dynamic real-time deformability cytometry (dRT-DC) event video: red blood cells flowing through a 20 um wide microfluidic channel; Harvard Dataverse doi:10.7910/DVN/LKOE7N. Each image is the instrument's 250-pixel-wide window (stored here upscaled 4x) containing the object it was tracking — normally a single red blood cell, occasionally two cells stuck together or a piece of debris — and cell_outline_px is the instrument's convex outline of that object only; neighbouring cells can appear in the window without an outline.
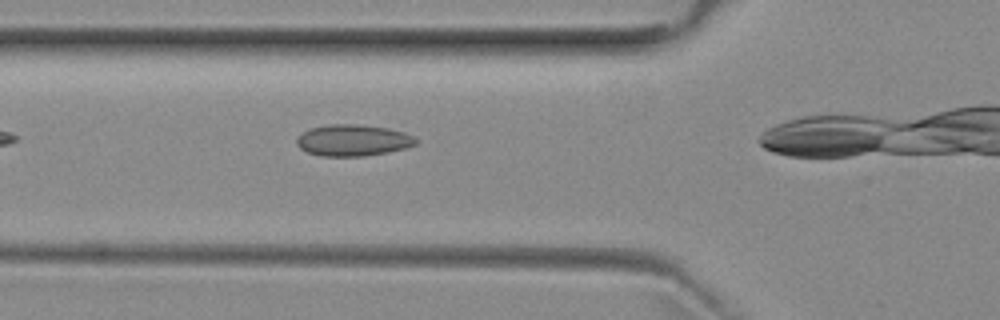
{"species": "common noctule bat (a hibernating species)", "species_latin": "Nyctalus noctula", "temperature_condition": "room temperature", "stored_images_in_passage": 7, "camera_frame_rate_fps": 3000, "um_per_image_px": 0.085, "animal": {"sex": "female", "body_mass_g": 29.2, "forearm_length_mm": 56.3}, "frame": {"image": 1, "passage_image": 3, "time_ms": 0.667, "image_size_px": [1000, 320], "cell_outline_px": [[420, 140], [416, 144], [404, 148], [388, 152], [364, 156], [320, 156], [308, 152], [300, 148], [296, 144], [296, 136], [312, 128], [328, 124], [356, 124], [388, 128], [404, 132]], "centroid_in_image_um": [30.0, 11.92], "position_along_channel_um": 95.8, "area_um2": 21.85}}